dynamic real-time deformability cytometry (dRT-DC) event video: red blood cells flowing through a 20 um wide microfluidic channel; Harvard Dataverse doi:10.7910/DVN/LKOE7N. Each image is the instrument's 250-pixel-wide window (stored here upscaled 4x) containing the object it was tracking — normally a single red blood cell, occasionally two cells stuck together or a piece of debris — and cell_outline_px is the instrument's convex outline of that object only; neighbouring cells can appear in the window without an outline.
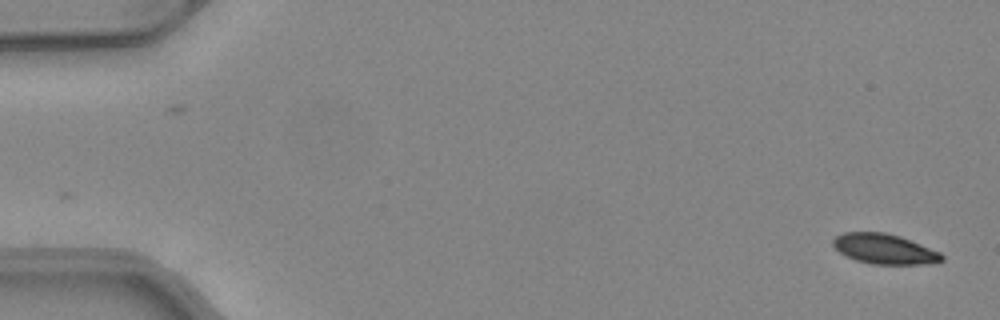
{"species": "common noctule bat (a hibernating species)", "species_latin": "Nyctalus noctula", "temperature_condition": "warm", "stored_images_in_passage": 50, "camera_frame_rate_fps": 3000, "um_per_image_px": 0.085, "animal": {"sex": "female", "body_mass_g": 24.6, "forearm_length_mm": 56.2}, "frame": {"image": 1, "passage_image": 1, "time_ms": 0.0, "image_size_px": [1000, 320], "cell_outline_px": [[944, 260], [920, 264], [872, 264], [856, 260], [840, 252], [832, 244], [832, 240], [836, 236], [844, 232], [884, 232], [900, 236], [940, 252], [944, 256]], "centroid_in_image_um": [75.16, 21.15], "position_along_channel_um": 9.8, "area_um2": 18.84}}
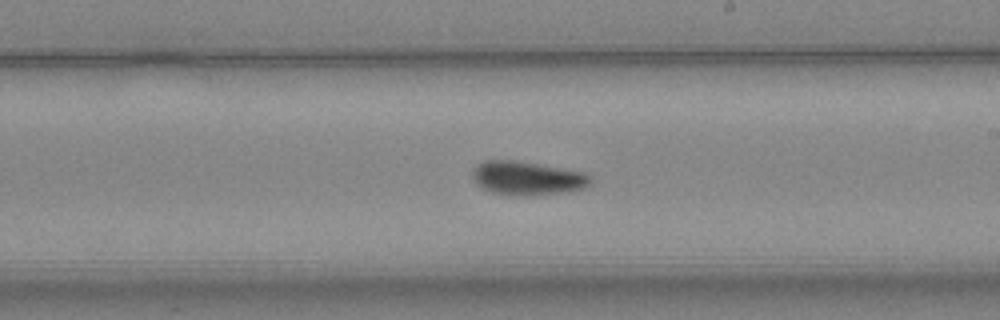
{"frame": {"image": 2, "passage_image": 29, "time_ms": 9.333, "image_size_px": [1000, 320], "cell_outline_px": [[592, 184], [584, 188], [568, 192], [528, 196], [508, 196], [492, 192], [480, 188], [472, 180], [472, 168], [476, 164], [484, 160], [512, 160], [584, 172], [592, 176]], "centroid_in_image_um": [44.78, 15.17], "position_along_channel_um": 244.2, "area_um2": 23.7}}
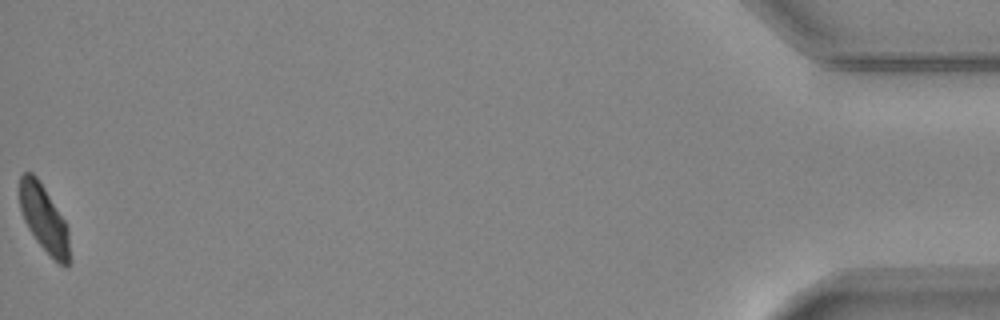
{"frame": {"image": 3, "passage_image": 50, "time_ms": 16.333, "image_size_px": [1000, 320], "cell_outline_px": [[68, 264], [64, 268], [36, 240], [28, 228], [24, 220], [20, 208], [20, 176], [24, 172], [32, 172], [36, 176], [44, 188], [64, 220], [68, 228]], "centroid_in_image_um": [3.71, 18.55], "position_along_channel_um": 431.5, "area_um2": 18.79}, "authors_computed_cell_mechanics": {"area_um2": 21.5305, "velocity_mm_per_s": 4.1025, "shape_relaxation_time_tau1_ms": 3.6489, "shape_relaxation_time_tau2_ms": 3.4704, "deformation_change_tau1": 0.1179, "deformation_change_tau2": 0.078}}